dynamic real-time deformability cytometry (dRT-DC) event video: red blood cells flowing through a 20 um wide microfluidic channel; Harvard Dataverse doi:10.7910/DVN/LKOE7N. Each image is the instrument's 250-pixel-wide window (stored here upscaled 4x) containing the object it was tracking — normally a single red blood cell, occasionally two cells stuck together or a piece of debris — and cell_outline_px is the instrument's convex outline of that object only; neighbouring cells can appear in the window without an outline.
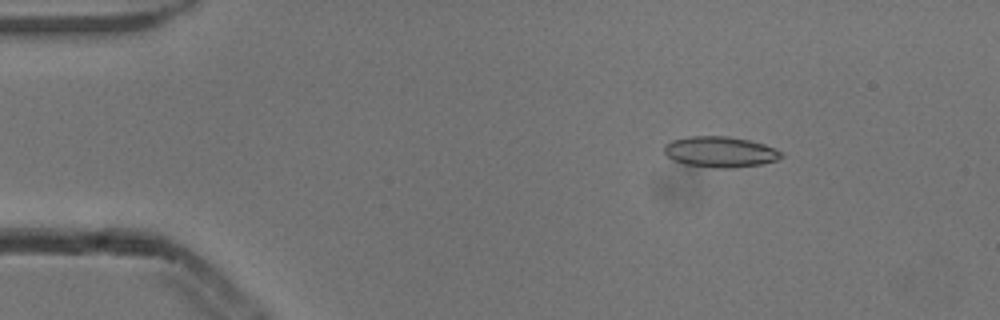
{"species": "common noctule bat (a hibernating species)", "species_latin": "Nyctalus noctula", "temperature_condition": "cold", "stored_images_in_passage": 5, "camera_frame_rate_fps": 3000, "um_per_image_px": 0.085, "animal": {"sex": "male", "body_mass_g": 13.3}, "frame": {"image": 1, "passage_image": 3, "time_ms": 0.667, "image_size_px": [1000, 320], "cell_outline_px": [[784, 156], [776, 160], [760, 164], [732, 168], [712, 168], [684, 164], [672, 160], [664, 152], [664, 144], [672, 140], [688, 136], [728, 136], [748, 140], [764, 144], [784, 152]], "centroid_in_image_um": [61.2, 12.91], "position_along_channel_um": 23.8, "area_um2": 21.15}}